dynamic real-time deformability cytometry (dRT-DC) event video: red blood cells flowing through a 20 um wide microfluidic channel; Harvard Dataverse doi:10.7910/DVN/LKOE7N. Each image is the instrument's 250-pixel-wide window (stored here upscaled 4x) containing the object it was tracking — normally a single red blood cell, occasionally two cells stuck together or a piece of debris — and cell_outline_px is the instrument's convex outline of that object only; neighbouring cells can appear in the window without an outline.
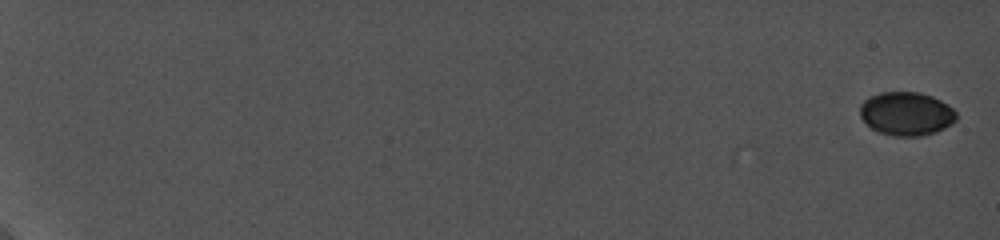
{"species": "common noctule bat (a hibernating species)", "species_latin": "Nyctalus noctula", "temperature_condition": "cold", "stored_images_in_passage": 12, "camera_frame_rate_fps": 5000, "um_per_image_px": 0.085, "animal": {"sex": "female", "body_mass_g": 19.0, "forearm_length_mm": 56.7}, "frame": {"image": 1, "passage_image": 1, "time_ms": 0.0, "image_size_px": [1000, 240], "cell_outline_px": [[956, 120], [952, 124], [936, 132], [920, 136], [892, 136], [880, 132], [872, 128], [860, 116], [860, 104], [864, 100], [880, 92], [920, 92], [932, 96], [948, 104], [956, 112]], "centroid_in_image_um": [77.06, 9.66], "position_along_channel_um": 7.9, "area_um2": 24.45}}
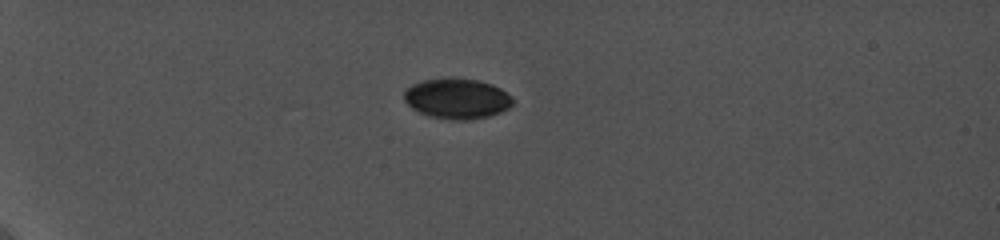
{"frame": {"image": 2, "passage_image": 9, "time_ms": 6.2, "image_size_px": [1000, 240], "cell_outline_px": [[512, 104], [508, 108], [500, 112], [488, 116], [468, 120], [452, 120], [428, 116], [412, 108], [404, 100], [404, 92], [412, 84], [424, 80], [452, 76], [480, 80], [492, 84], [500, 88], [512, 96]], "centroid_in_image_um": [38.84, 8.36], "position_along_channel_um": 46.2, "area_um2": 25.84}}
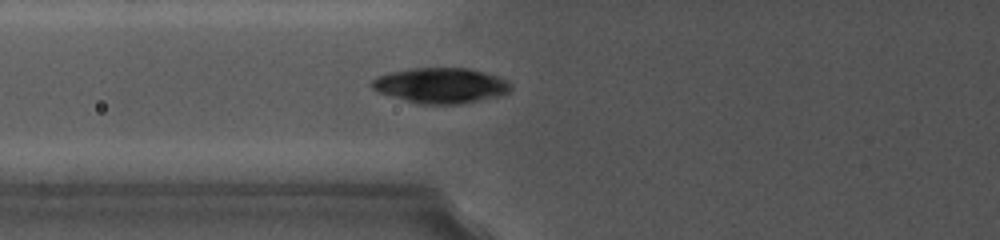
{"frame": {"image": 3, "passage_image": 12, "time_ms": 9.0, "image_size_px": [1000, 240], "cell_outline_px": [[512, 88], [508, 92], [496, 96], [460, 104], [420, 104], [380, 92], [372, 88], [368, 84], [376, 76], [388, 72], [412, 68], [468, 68], [484, 72], [508, 80], [512, 84]], "centroid_in_image_um": [37.45, 7.25], "position_along_channel_um": 88.4, "area_um2": 28.5}}